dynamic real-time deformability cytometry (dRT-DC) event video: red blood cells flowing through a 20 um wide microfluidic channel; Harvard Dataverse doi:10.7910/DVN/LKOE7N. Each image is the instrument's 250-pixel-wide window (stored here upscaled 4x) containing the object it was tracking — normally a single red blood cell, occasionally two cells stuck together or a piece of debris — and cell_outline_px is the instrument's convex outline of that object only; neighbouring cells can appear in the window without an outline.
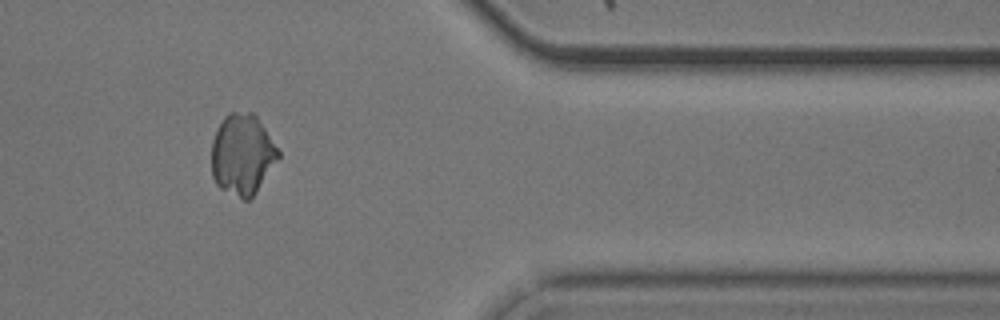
{"species": "common noctule bat (a hibernating species)", "species_latin": "Nyctalus noctula", "temperature_condition": "cold", "stored_images_in_passage": 38, "camera_frame_rate_fps": 3000, "um_per_image_px": 0.085, "animal": {"sex": "male", "body_mass_g": 20.5, "forearm_length_mm": 52.5}, "frame": {"image": 1, "passage_image": 29, "time_ms": 9.333, "image_size_px": [1000, 320], "cell_outline_px": [[280, 156], [252, 196], [248, 200], [244, 200], [220, 188], [216, 184], [212, 176], [212, 140], [224, 116], [228, 112], [252, 112], [256, 116], [280, 152]], "centroid_in_image_um": [20.57, 13.12], "position_along_channel_um": 390.8, "area_um2": 30.98}}